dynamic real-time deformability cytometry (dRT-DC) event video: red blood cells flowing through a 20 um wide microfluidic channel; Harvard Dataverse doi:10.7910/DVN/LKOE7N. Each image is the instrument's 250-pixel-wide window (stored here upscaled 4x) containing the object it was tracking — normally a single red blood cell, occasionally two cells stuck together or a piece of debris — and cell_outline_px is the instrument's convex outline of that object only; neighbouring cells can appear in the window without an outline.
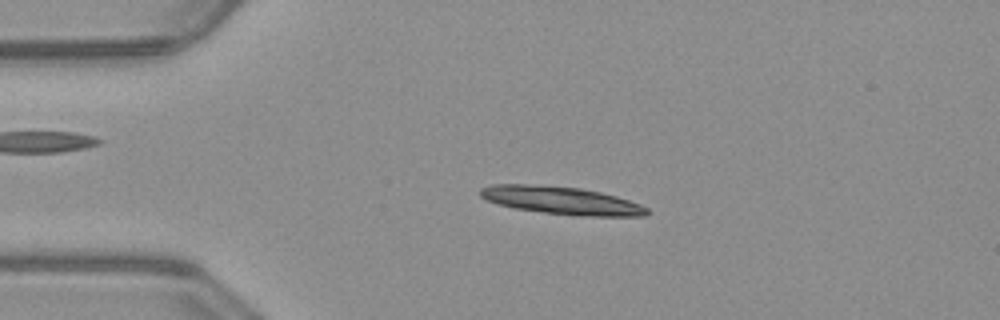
{"species": "common noctule bat (a hibernating species)", "species_latin": "Nyctalus noctula", "temperature_condition": "warm", "stored_images_in_passage": 17, "camera_frame_rate_fps": 3000, "um_per_image_px": 0.085, "animal": {"sex": "male", "body_mass_g": 23.1, "forearm_length_mm": 52.7}, "frame": {"image": 1, "passage_image": 12, "time_ms": 3.667, "image_size_px": [1000, 320], "cell_outline_px": [[648, 216], [576, 216], [512, 208], [488, 200], [480, 196], [480, 188], [492, 184], [524, 184], [580, 188], [600, 192], [616, 196], [640, 204], [648, 208]], "centroid_in_image_um": [47.73, 17.04], "position_along_channel_um": 37.3, "area_um2": 26.82}}